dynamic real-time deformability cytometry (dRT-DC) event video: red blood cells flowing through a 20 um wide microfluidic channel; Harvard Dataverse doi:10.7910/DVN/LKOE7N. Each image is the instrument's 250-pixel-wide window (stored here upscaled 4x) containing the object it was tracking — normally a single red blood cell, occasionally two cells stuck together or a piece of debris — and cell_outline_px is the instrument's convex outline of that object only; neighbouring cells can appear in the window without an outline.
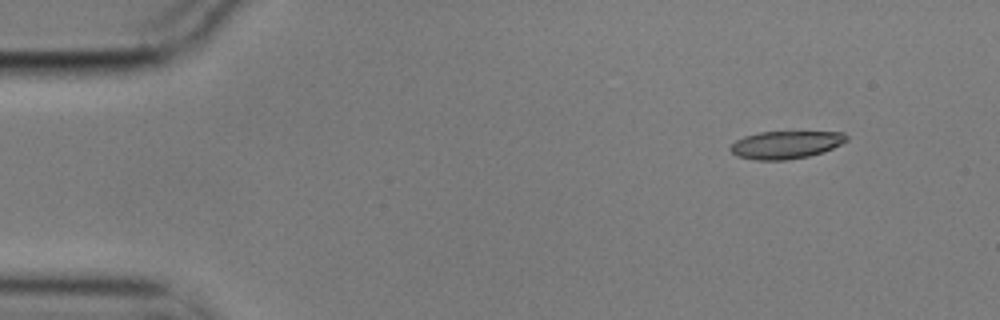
{"species": "common noctule bat (a hibernating species)", "species_latin": "Nyctalus noctula", "temperature_condition": "cold", "stored_images_in_passage": 4, "camera_frame_rate_fps": 3000, "um_per_image_px": 0.085, "animal": {"sex": "male", "body_mass_g": 17.9}, "frame": {"image": 1, "passage_image": 1, "time_ms": 0.0, "image_size_px": [1000, 320], "cell_outline_px": [[848, 140], [824, 152], [808, 156], [784, 160], [756, 160], [736, 156], [728, 148], [736, 140], [744, 136], [760, 132], [844, 132], [848, 136]], "centroid_in_image_um": [66.78, 12.3], "position_along_channel_um": 18.2, "area_um2": 18.73}}